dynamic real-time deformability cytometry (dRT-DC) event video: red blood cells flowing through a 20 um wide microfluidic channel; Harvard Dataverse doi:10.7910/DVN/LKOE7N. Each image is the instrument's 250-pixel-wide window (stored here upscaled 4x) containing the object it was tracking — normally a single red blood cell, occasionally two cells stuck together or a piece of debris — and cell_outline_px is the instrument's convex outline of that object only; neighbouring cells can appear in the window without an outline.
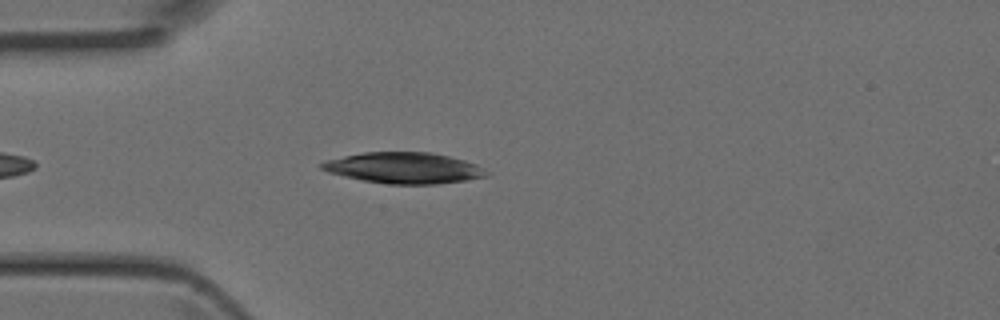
{"species": "Egyptian fruit bat (a non-hibernating species)", "species_latin": "Rousettus aegyptiacus", "temperature_condition": "room temperature", "stored_images_in_passage": 2, "camera_frame_rate_fps": 3000, "um_per_image_px": 0.085, "animal": {"sex": "female"}, "frame": {"image": 1, "passage_image": 2, "time_ms": 0.333, "image_size_px": [1000, 320], "cell_outline_px": [[488, 176], [468, 180], [436, 184], [388, 184], [360, 180], [328, 172], [320, 168], [320, 164], [328, 160], [344, 156], [364, 152], [432, 152], [464, 160], [476, 164], [484, 168], [488, 172]], "centroid_in_image_um": [34.36, 14.28], "position_along_channel_um": 50.6, "area_um2": 29.77}}